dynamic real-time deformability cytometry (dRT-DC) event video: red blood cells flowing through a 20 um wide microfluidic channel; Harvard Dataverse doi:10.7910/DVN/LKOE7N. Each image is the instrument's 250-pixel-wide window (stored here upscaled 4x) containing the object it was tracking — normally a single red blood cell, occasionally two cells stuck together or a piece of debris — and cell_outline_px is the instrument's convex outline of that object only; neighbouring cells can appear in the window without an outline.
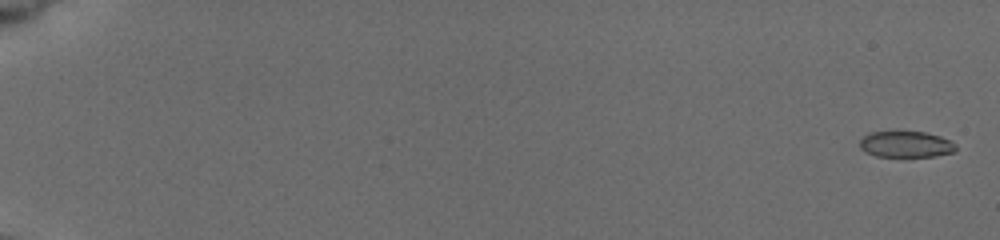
{"species": "common noctule bat (a hibernating species)", "species_latin": "Nyctalus noctula", "temperature_condition": "cold", "stored_images_in_passage": 8, "camera_frame_rate_fps": 3000, "um_per_image_px": 0.085, "animal": {"sex": "female", "body_mass_g": 19.5, "forearm_length_mm": 54.1}, "frame": {"image": 1, "passage_image": 1, "time_ms": 0.0, "image_size_px": [1000, 240], "cell_outline_px": [[956, 152], [936, 156], [876, 156], [864, 152], [860, 148], [860, 140], [868, 132], [900, 128], [924, 132], [940, 136], [952, 140], [956, 144]], "centroid_in_image_um": [76.99, 12.21], "position_along_channel_um": 8.0, "area_um2": 15.55}}
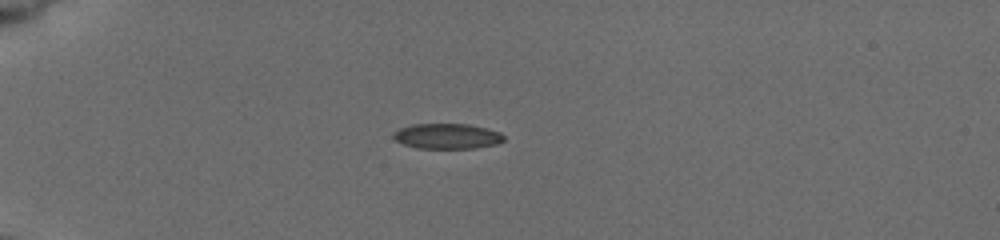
{"frame": {"image": 2, "passage_image": 6, "time_ms": 5.333, "image_size_px": [1000, 240], "cell_outline_px": [[504, 140], [496, 144], [476, 148], [416, 148], [404, 144], [396, 140], [392, 136], [392, 132], [400, 128], [412, 124], [468, 124], [488, 128], [500, 132], [504, 136]], "centroid_in_image_um": [38.0, 11.57], "position_along_channel_um": 47.0, "area_um2": 16.36}}
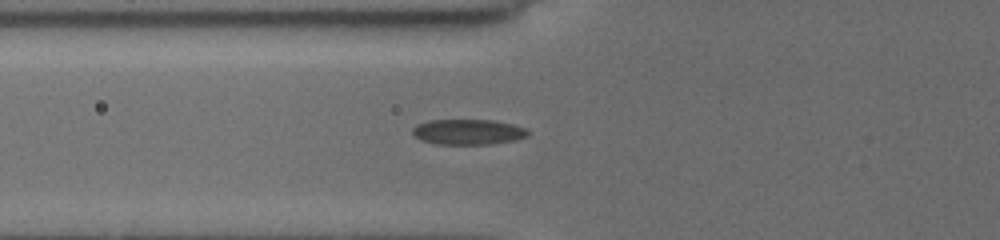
{"frame": {"image": 3, "passage_image": 8, "time_ms": 7.333, "image_size_px": [1000, 240], "cell_outline_px": [[528, 136], [516, 140], [492, 144], [436, 144], [420, 140], [412, 132], [412, 128], [416, 124], [428, 120], [492, 120], [512, 124], [524, 128], [528, 132]], "centroid_in_image_um": [39.76, 11.21], "position_along_channel_um": 86.0, "area_um2": 17.11}}